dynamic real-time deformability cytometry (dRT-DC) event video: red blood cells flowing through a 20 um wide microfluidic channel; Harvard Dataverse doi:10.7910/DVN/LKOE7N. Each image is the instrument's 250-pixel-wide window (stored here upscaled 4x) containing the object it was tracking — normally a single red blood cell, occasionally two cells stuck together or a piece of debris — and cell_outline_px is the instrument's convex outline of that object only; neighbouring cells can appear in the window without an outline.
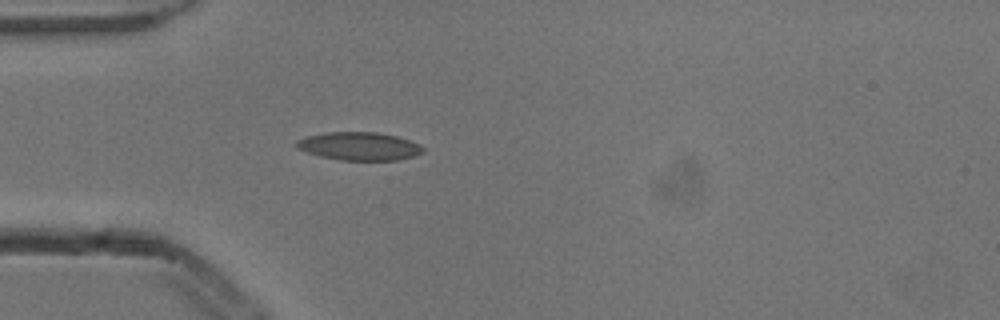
{"species": "common noctule bat (a hibernating species)", "species_latin": "Nyctalus noctula", "temperature_condition": "cold", "stored_images_in_passage": 3, "camera_frame_rate_fps": 3000, "um_per_image_px": 0.085, "animal": {"sex": "male", "body_mass_g": 13.3}, "frame": {"image": 1, "passage_image": 3, "time_ms": 0.667, "image_size_px": [1000, 320], "cell_outline_px": [[424, 152], [412, 156], [396, 160], [340, 160], [320, 156], [296, 148], [296, 140], [304, 136], [324, 132], [376, 132], [396, 136], [420, 144], [424, 148]], "centroid_in_image_um": [30.5, 12.42], "position_along_channel_um": 54.5, "area_um2": 20.75}}